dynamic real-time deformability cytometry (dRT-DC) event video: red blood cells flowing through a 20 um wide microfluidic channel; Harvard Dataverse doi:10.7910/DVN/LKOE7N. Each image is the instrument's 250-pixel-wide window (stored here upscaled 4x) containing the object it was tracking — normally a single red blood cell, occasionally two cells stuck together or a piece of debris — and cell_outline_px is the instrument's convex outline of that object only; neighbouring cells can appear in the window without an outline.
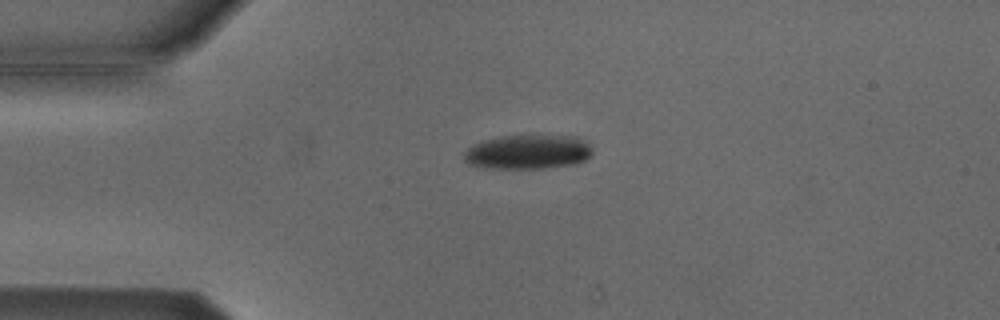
{"species": "Egyptian fruit bat (a non-hibernating species)", "species_latin": "Rousettus aegyptiacus", "temperature_condition": "cold", "stored_images_in_passage": 10, "camera_frame_rate_fps": 3000, "um_per_image_px": 0.085, "animal": {"sex": "male"}, "frame": {"image": 1, "passage_image": 3, "time_ms": 3.333, "image_size_px": [1000, 320], "cell_outline_px": [[592, 156], [576, 164], [544, 168], [484, 168], [468, 164], [464, 160], [464, 152], [472, 144], [484, 140], [500, 136], [576, 136], [588, 144], [592, 148]], "centroid_in_image_um": [44.86, 12.92], "position_along_channel_um": 40.1, "area_um2": 25.72}}
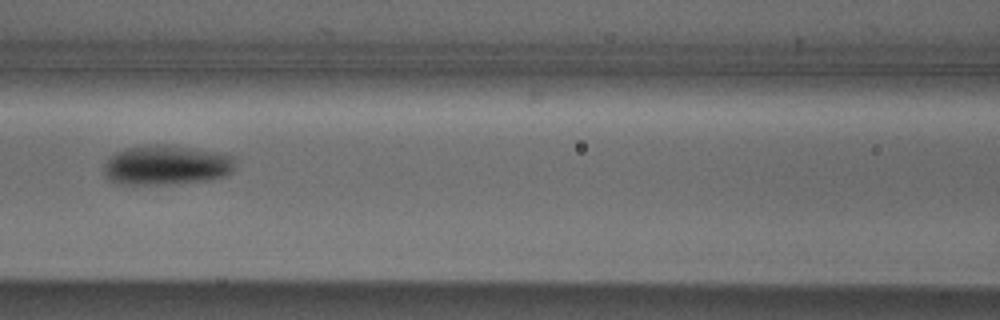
{"frame": {"image": 2, "passage_image": 6, "time_ms": 7.0, "image_size_px": [1000, 320], "cell_outline_px": [[232, 172], [224, 176], [212, 180], [172, 184], [116, 184], [108, 180], [104, 176], [104, 164], [108, 156], [124, 148], [148, 144], [164, 144], [192, 148], [216, 152], [232, 156]], "centroid_in_image_um": [14.06, 14.04], "position_along_channel_um": 152.5, "area_um2": 30.69}}
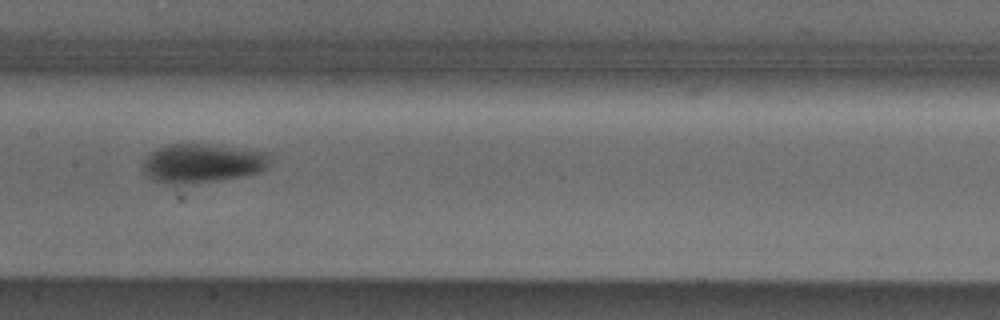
{"frame": {"image": 3, "passage_image": 7, "time_ms": 8.0, "image_size_px": [1000, 320], "cell_outline_px": [[268, 168], [260, 172], [248, 176], [176, 188], [156, 180], [148, 176], [144, 172], [144, 156], [156, 148], [168, 144], [200, 144], [268, 152]], "centroid_in_image_um": [17.15, 13.94], "position_along_channel_um": 190.2, "area_um2": 29.65}}